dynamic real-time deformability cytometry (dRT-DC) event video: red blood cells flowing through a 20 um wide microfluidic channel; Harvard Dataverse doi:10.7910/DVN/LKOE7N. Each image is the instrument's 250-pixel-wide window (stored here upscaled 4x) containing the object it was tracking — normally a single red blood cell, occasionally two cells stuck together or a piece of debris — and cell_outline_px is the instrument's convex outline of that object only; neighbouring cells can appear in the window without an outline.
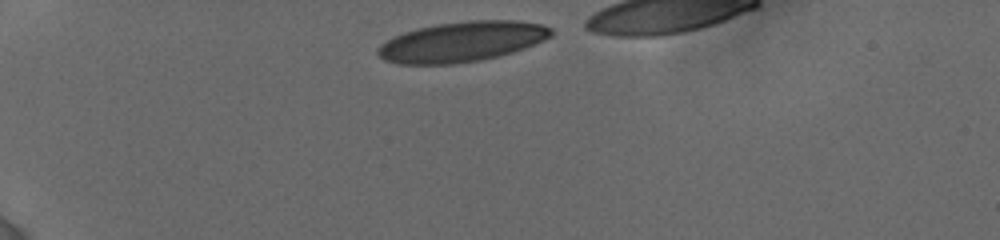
{"species": "human", "species_latin": "Homo sapiens", "temperature_condition": "cold", "stored_images_in_passage": 6, "camera_frame_rate_fps": 3000, "um_per_image_px": 0.085, "donor": {"sex": "female"}, "frame": {"image": 1, "passage_image": 1, "time_ms": 0.0, "image_size_px": [1000, 240], "cell_outline_px": [[552, 36], [544, 40], [524, 48], [512, 52], [480, 60], [452, 64], [396, 64], [384, 60], [376, 52], [376, 48], [380, 44], [392, 36], [416, 28], [436, 24], [468, 20], [516, 20], [540, 24], [552, 28]], "centroid_in_image_um": [39.22, 3.54], "position_along_channel_um": 45.8, "area_um2": 40.69}}